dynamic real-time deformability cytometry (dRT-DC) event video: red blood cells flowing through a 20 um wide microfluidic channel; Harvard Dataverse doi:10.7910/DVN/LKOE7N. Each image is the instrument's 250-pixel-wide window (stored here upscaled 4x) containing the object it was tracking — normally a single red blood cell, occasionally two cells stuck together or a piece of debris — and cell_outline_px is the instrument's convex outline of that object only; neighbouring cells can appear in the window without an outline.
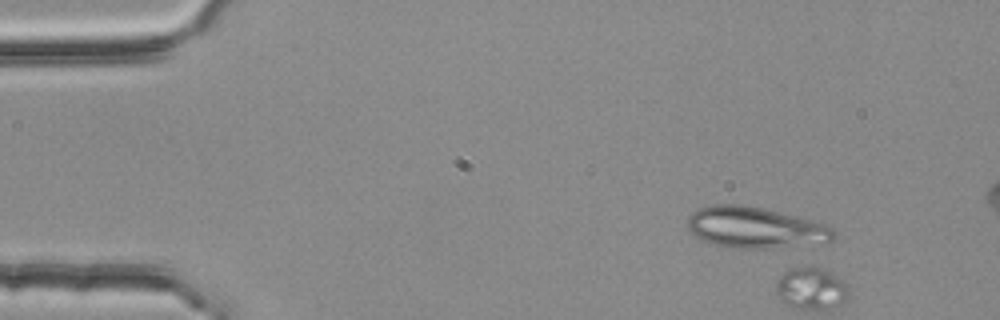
{"species": "common noctule bat (a hibernating species)", "species_latin": "Nyctalus noctula", "temperature_condition": "room temperature", "stored_images_in_passage": 4, "segment_of_instrument_passage": [1, 2], "camera_frame_rate_fps": 3000, "um_per_image_px": 0.085, "animal": {"sex": "female", "body_mass_g": 25.1}, "frame": {"image": 1, "passage_image": 3, "time_ms": 0.667, "image_size_px": [1000, 320], "cell_outline_px": [[836, 236], [828, 244], [764, 248], [736, 248], [712, 244], [696, 236], [688, 228], [688, 216], [692, 212], [700, 208], [712, 204], [736, 204], [764, 208], [812, 220], [832, 228], [836, 232]], "centroid_in_image_um": [64.24, 19.35], "position_along_channel_um": 20.8, "area_um2": 35.14}}